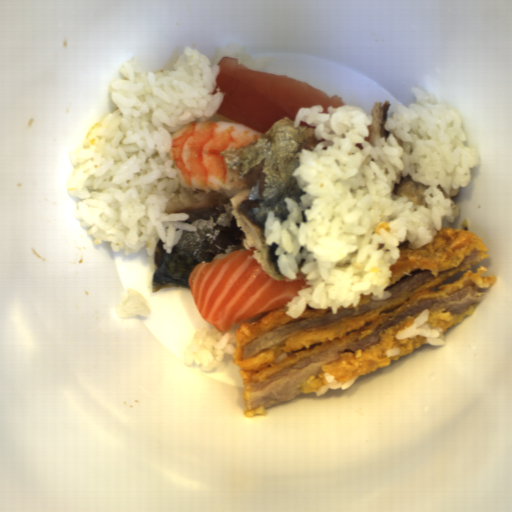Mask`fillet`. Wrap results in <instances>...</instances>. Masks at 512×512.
Returning a JSON list of instances; mask_svg holds the SVG:
<instances>
[{"label":"fillet","instance_id":"25842a12","mask_svg":"<svg viewBox=\"0 0 512 512\" xmlns=\"http://www.w3.org/2000/svg\"><path fill=\"white\" fill-rule=\"evenodd\" d=\"M188 286L201 317L221 335L235 332L272 310L287 307L306 288V274L278 281L266 273L248 248L211 258L190 274Z\"/></svg>","mask_w":512,"mask_h":512},{"label":"fillet","instance_id":"e2c912f1","mask_svg":"<svg viewBox=\"0 0 512 512\" xmlns=\"http://www.w3.org/2000/svg\"><path fill=\"white\" fill-rule=\"evenodd\" d=\"M215 76L225 94L215 113L264 134L278 121H295L300 108L342 107V97L329 96L308 82L249 68L240 59L222 57Z\"/></svg>","mask_w":512,"mask_h":512}]
</instances>
